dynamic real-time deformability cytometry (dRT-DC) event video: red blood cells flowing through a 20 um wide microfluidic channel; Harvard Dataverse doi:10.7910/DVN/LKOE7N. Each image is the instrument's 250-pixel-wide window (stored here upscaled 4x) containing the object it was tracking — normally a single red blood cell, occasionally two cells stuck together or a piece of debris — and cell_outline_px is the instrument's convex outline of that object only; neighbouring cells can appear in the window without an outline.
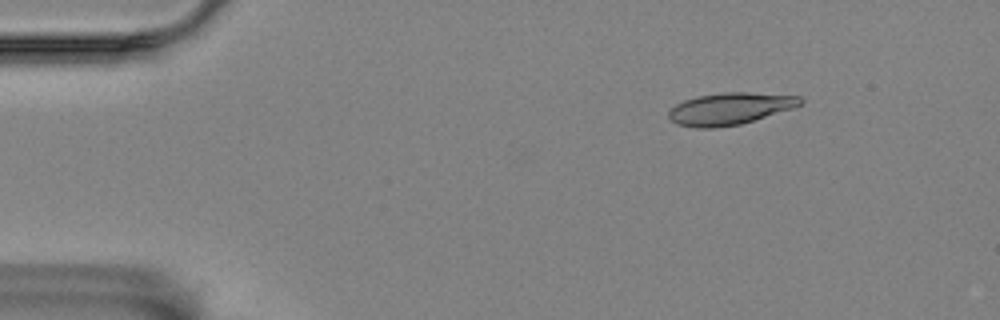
{"species": "Egyptian fruit bat (a non-hibernating species)", "species_latin": "Rousettus aegyptiacus", "temperature_condition": "room temperature", "stored_images_in_passage": 5, "camera_frame_rate_fps": 3000, "um_per_image_px": 0.085, "animal": {"sex": "female"}, "frame": {"image": 1, "passage_image": 1, "time_ms": 0.0, "image_size_px": [1000, 320], "cell_outline_px": [[804, 104], [792, 108], [740, 124], [716, 128], [696, 128], [676, 124], [668, 116], [668, 112], [676, 104], [684, 100], [700, 96], [724, 92], [748, 92], [800, 96], [804, 100]], "centroid_in_image_um": [62.05, 9.24], "position_along_channel_um": 23.0, "area_um2": 24.39}}
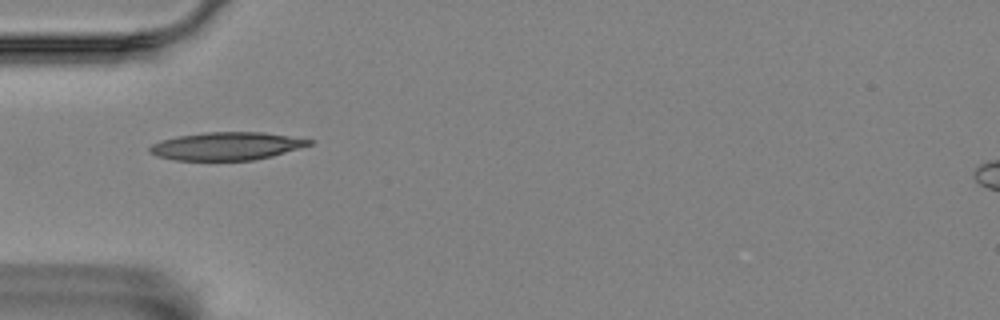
{"frame": {"image": 2, "passage_image": 4, "time_ms": 1.0, "image_size_px": [1000, 320], "cell_outline_px": [[316, 140], [312, 144], [272, 156], [252, 160], [172, 160], [156, 156], [148, 152], [148, 148], [152, 144], [160, 140], [176, 136], [204, 132], [264, 132]], "centroid_in_image_um": [19.23, 12.41], "position_along_channel_um": 65.8, "area_um2": 26.13}}
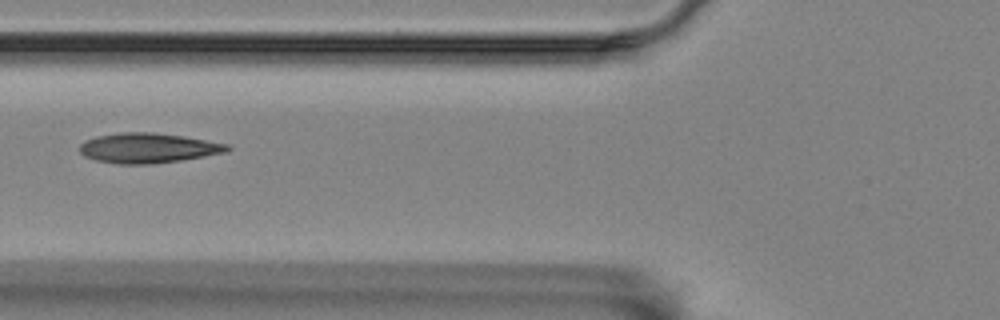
{"frame": {"image": 3, "passage_image": 5, "time_ms": 1.333, "image_size_px": [1000, 320], "cell_outline_px": [[232, 148], [228, 152], [180, 160], [152, 164], [120, 164], [96, 160], [84, 156], [80, 152], [80, 144], [84, 140], [96, 136], [120, 132], [152, 132], [184, 136], [228, 144]], "centroid_in_image_um": [12.58, 12.57], "position_along_channel_um": 113.2, "area_um2": 25.84}}